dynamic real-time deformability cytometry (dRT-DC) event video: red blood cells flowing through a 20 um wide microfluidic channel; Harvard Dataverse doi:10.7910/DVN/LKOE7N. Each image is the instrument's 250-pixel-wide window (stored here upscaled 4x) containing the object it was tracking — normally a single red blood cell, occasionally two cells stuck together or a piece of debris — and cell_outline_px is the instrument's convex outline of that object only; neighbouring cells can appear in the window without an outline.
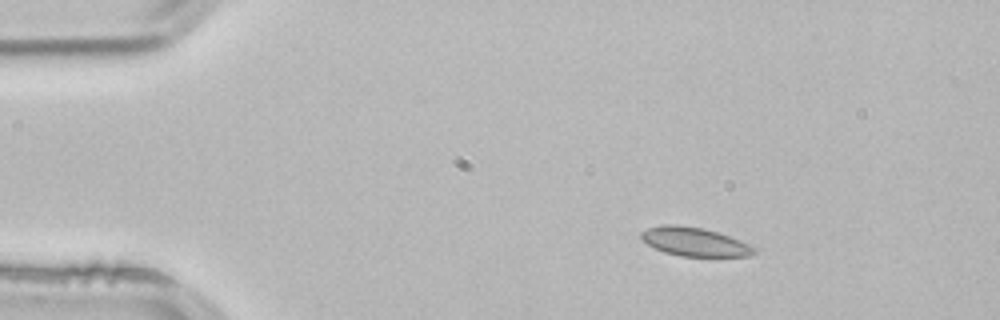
{"species": "common noctule bat (a hibernating species)", "species_latin": "Nyctalus noctula", "temperature_condition": "room temperature", "stored_images_in_passage": 2, "camera_frame_rate_fps": 3000, "um_per_image_px": 0.085, "animal": {"sex": "male", "body_mass_g": 21.5, "forearm_length_mm": 52.0}, "frame": {"image": 1, "passage_image": 1, "time_ms": 0.0, "image_size_px": [1000, 320], "cell_outline_px": [[756, 252], [748, 256], [680, 256], [664, 252], [648, 244], [640, 236], [640, 232], [648, 228], [664, 224], [680, 224], [704, 228], [740, 240], [756, 248]], "centroid_in_image_um": [59.02, 20.54], "position_along_channel_um": 26.0, "area_um2": 18.79}}
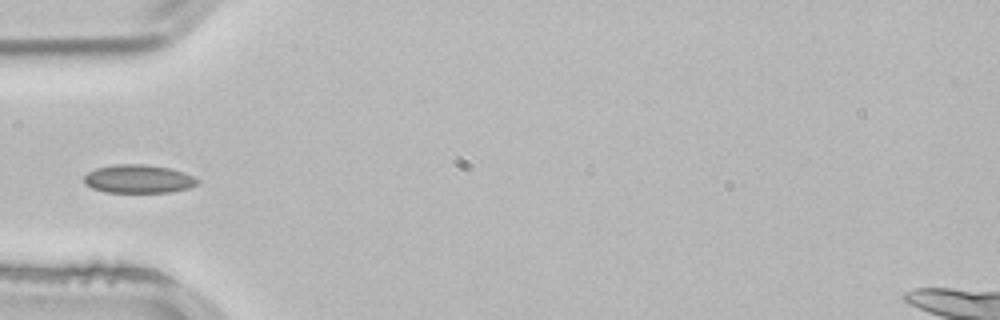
{"frame": {"image": 2, "passage_image": 2, "time_ms": 0.333, "image_size_px": [1000, 320], "cell_outline_px": [[200, 180], [196, 184], [188, 188], [172, 192], [104, 192], [92, 188], [84, 184], [84, 176], [88, 172], [96, 168], [116, 164], [144, 164], [168, 168], [184, 172]], "centroid_in_image_um": [11.74, 15.21], "position_along_channel_um": 73.3, "area_um2": 18.73}}